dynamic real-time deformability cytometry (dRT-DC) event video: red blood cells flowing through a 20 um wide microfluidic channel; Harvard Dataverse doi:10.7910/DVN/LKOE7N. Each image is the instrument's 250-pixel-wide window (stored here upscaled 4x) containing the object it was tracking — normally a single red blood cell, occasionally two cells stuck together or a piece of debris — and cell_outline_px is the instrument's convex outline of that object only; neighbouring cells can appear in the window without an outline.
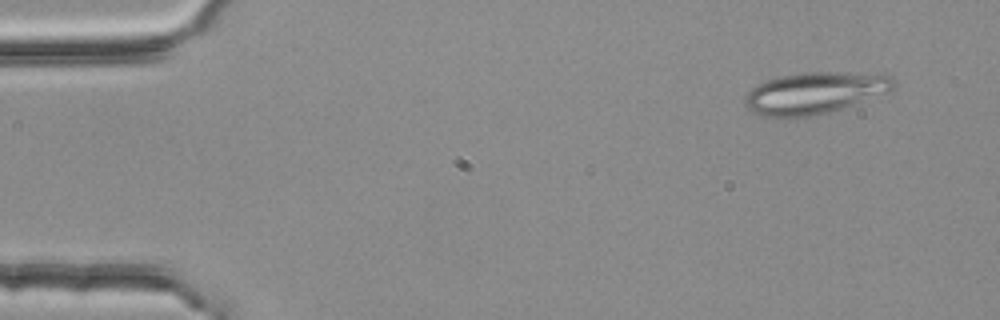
{"species": "common noctule bat (a hibernating species)", "species_latin": "Nyctalus noctula", "temperature_condition": "room temperature", "stored_images_in_passage": 3, "camera_frame_rate_fps": 3000, "um_per_image_px": 0.085, "animal": {"sex": "female", "body_mass_g": 25.1}, "frame": {"image": 1, "passage_image": 1, "time_ms": 0.0, "image_size_px": [1000, 320], "cell_outline_px": [[896, 84], [888, 92], [828, 112], [808, 116], [780, 120], [764, 116], [752, 112], [744, 104], [744, 96], [756, 84], [764, 80], [780, 76], [800, 72], [884, 72], [892, 76], [896, 80]], "centroid_in_image_um": [69.24, 7.89], "position_along_channel_um": 15.8, "area_um2": 36.93}}